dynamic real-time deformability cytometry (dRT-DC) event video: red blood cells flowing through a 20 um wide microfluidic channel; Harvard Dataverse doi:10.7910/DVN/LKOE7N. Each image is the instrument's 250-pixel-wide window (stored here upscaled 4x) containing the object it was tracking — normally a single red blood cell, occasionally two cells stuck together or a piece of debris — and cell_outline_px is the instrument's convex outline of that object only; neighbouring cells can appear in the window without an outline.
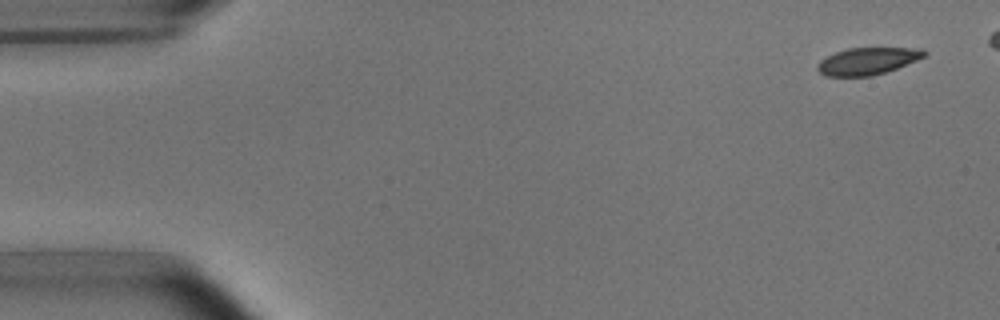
{"species": "common noctule bat (a hibernating species)", "species_latin": "Nyctalus noctula", "temperature_condition": "room temperature", "stored_images_in_passage": 6, "camera_frame_rate_fps": 3000, "um_per_image_px": 0.085, "animal": {"sex": "male", "body_mass_g": 15.6}, "frame": {"image": 1, "passage_image": 1, "time_ms": 0.0, "image_size_px": [1000, 320], "cell_outline_px": [[928, 52], [924, 56], [916, 60], [896, 68], [872, 76], [824, 76], [816, 68], [816, 64], [820, 60], [836, 52], [848, 48], [924, 48]], "centroid_in_image_um": [73.72, 5.19], "position_along_channel_um": 11.3, "area_um2": 16.76}}